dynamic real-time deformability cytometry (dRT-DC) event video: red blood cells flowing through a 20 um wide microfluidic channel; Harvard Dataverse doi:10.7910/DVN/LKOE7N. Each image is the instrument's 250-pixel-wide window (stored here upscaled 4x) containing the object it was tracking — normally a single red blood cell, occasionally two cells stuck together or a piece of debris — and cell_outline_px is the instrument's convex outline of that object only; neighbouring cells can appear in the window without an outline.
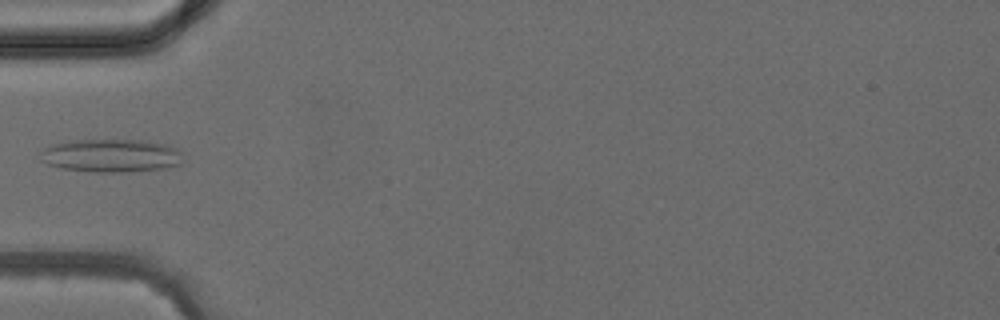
{"species": "common noctule bat (a hibernating species)", "species_latin": "Nyctalus noctula", "temperature_condition": "cold", "stored_images_in_passage": 4, "camera_frame_rate_fps": 3000, "um_per_image_px": 0.085, "animal": {"sex": "female", "body_mass_g": 24.6, "forearm_length_mm": 56.2}, "frame": {"image": 1, "passage_image": 4, "time_ms": 4.333, "image_size_px": [1000, 320], "cell_outline_px": [[180, 164], [164, 168], [120, 172], [92, 172], [60, 168], [48, 164], [40, 160], [40, 152], [48, 144], [72, 140], [144, 140], [164, 144], [176, 148], [180, 152]], "centroid_in_image_um": [9.36, 13.22], "position_along_channel_um": 75.6, "area_um2": 27.57}}